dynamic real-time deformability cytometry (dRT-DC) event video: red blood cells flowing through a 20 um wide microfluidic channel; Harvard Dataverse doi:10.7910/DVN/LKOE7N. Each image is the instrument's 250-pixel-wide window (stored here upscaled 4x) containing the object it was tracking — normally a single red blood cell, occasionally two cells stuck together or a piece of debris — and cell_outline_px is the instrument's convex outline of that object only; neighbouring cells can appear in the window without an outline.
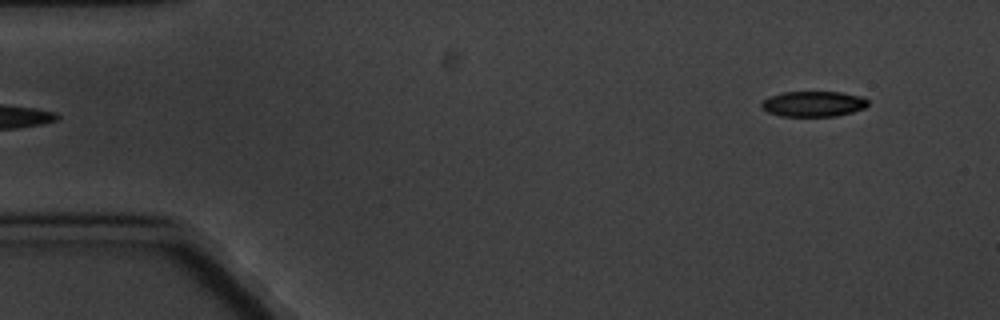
{"species": "common noctule bat (a hibernating species)", "species_latin": "Nyctalus noctula", "temperature_condition": "cold", "stored_images_in_passage": 6, "segment_of_instrument_passage": [2, 2], "camera_frame_rate_fps": 3000, "um_per_image_px": 0.085, "animal": {"sex": "male", "body_mass_g": 20.1, "forearm_length_mm": 53.5}, "frame": {"image": 1, "passage_image": 6, "time_ms": 6.0, "image_size_px": [1000, 320], "cell_outline_px": [[868, 104], [864, 108], [852, 112], [836, 116], [780, 116], [768, 112], [760, 108], [760, 104], [764, 100], [772, 96], [784, 92], [840, 92], [864, 96], [868, 100]], "centroid_in_image_um": [69.15, 8.83], "position_along_channel_um": 15.8, "area_um2": 15.84}}